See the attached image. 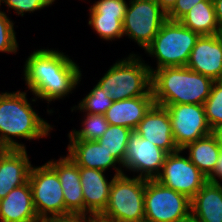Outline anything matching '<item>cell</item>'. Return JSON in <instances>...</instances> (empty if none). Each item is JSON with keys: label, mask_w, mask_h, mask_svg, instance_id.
<instances>
[{"label": "cell", "mask_w": 222, "mask_h": 222, "mask_svg": "<svg viewBox=\"0 0 222 222\" xmlns=\"http://www.w3.org/2000/svg\"><path fill=\"white\" fill-rule=\"evenodd\" d=\"M141 56L130 53L108 69L97 83L114 101L152 95L151 66Z\"/></svg>", "instance_id": "cell-4"}, {"label": "cell", "mask_w": 222, "mask_h": 222, "mask_svg": "<svg viewBox=\"0 0 222 222\" xmlns=\"http://www.w3.org/2000/svg\"><path fill=\"white\" fill-rule=\"evenodd\" d=\"M216 35H217V38H218V40H219V42L221 44V47H222V30L219 31Z\"/></svg>", "instance_id": "cell-39"}, {"label": "cell", "mask_w": 222, "mask_h": 222, "mask_svg": "<svg viewBox=\"0 0 222 222\" xmlns=\"http://www.w3.org/2000/svg\"><path fill=\"white\" fill-rule=\"evenodd\" d=\"M144 206L149 222H181L191 215V199L155 179L146 180Z\"/></svg>", "instance_id": "cell-7"}, {"label": "cell", "mask_w": 222, "mask_h": 222, "mask_svg": "<svg viewBox=\"0 0 222 222\" xmlns=\"http://www.w3.org/2000/svg\"><path fill=\"white\" fill-rule=\"evenodd\" d=\"M133 130L118 125H109L107 131L98 140V144H103V147L111 153V155L120 163L121 167L124 165V156L129 140V135Z\"/></svg>", "instance_id": "cell-24"}, {"label": "cell", "mask_w": 222, "mask_h": 222, "mask_svg": "<svg viewBox=\"0 0 222 222\" xmlns=\"http://www.w3.org/2000/svg\"><path fill=\"white\" fill-rule=\"evenodd\" d=\"M203 106L210 129L222 125V80L214 81L210 95Z\"/></svg>", "instance_id": "cell-28"}, {"label": "cell", "mask_w": 222, "mask_h": 222, "mask_svg": "<svg viewBox=\"0 0 222 222\" xmlns=\"http://www.w3.org/2000/svg\"><path fill=\"white\" fill-rule=\"evenodd\" d=\"M106 171L79 167L80 182L85 203V215L97 218L106 208L112 180L108 182Z\"/></svg>", "instance_id": "cell-16"}, {"label": "cell", "mask_w": 222, "mask_h": 222, "mask_svg": "<svg viewBox=\"0 0 222 222\" xmlns=\"http://www.w3.org/2000/svg\"><path fill=\"white\" fill-rule=\"evenodd\" d=\"M204 0H177L174 7L167 13V19L179 21L192 7Z\"/></svg>", "instance_id": "cell-32"}, {"label": "cell", "mask_w": 222, "mask_h": 222, "mask_svg": "<svg viewBox=\"0 0 222 222\" xmlns=\"http://www.w3.org/2000/svg\"><path fill=\"white\" fill-rule=\"evenodd\" d=\"M146 180L125 173L112 180L109 199L97 217L104 222H135L145 218L144 195Z\"/></svg>", "instance_id": "cell-6"}, {"label": "cell", "mask_w": 222, "mask_h": 222, "mask_svg": "<svg viewBox=\"0 0 222 222\" xmlns=\"http://www.w3.org/2000/svg\"><path fill=\"white\" fill-rule=\"evenodd\" d=\"M79 68L62 51L44 48L37 49L28 56L23 75L30 92L49 104L76 89L82 78Z\"/></svg>", "instance_id": "cell-1"}, {"label": "cell", "mask_w": 222, "mask_h": 222, "mask_svg": "<svg viewBox=\"0 0 222 222\" xmlns=\"http://www.w3.org/2000/svg\"><path fill=\"white\" fill-rule=\"evenodd\" d=\"M5 148L0 144V153L4 150Z\"/></svg>", "instance_id": "cell-41"}, {"label": "cell", "mask_w": 222, "mask_h": 222, "mask_svg": "<svg viewBox=\"0 0 222 222\" xmlns=\"http://www.w3.org/2000/svg\"><path fill=\"white\" fill-rule=\"evenodd\" d=\"M91 222H104V221H102V220L94 217V218L91 220Z\"/></svg>", "instance_id": "cell-40"}, {"label": "cell", "mask_w": 222, "mask_h": 222, "mask_svg": "<svg viewBox=\"0 0 222 222\" xmlns=\"http://www.w3.org/2000/svg\"><path fill=\"white\" fill-rule=\"evenodd\" d=\"M222 181V150L219 154L218 160L216 162L213 172L207 177V182L213 184H220L218 179Z\"/></svg>", "instance_id": "cell-34"}, {"label": "cell", "mask_w": 222, "mask_h": 222, "mask_svg": "<svg viewBox=\"0 0 222 222\" xmlns=\"http://www.w3.org/2000/svg\"><path fill=\"white\" fill-rule=\"evenodd\" d=\"M182 152L178 150L167 154L155 180L192 199L207 183V177L190 161L189 157L180 155Z\"/></svg>", "instance_id": "cell-10"}, {"label": "cell", "mask_w": 222, "mask_h": 222, "mask_svg": "<svg viewBox=\"0 0 222 222\" xmlns=\"http://www.w3.org/2000/svg\"><path fill=\"white\" fill-rule=\"evenodd\" d=\"M191 215L200 222H222V183L207 182L191 199Z\"/></svg>", "instance_id": "cell-21"}, {"label": "cell", "mask_w": 222, "mask_h": 222, "mask_svg": "<svg viewBox=\"0 0 222 222\" xmlns=\"http://www.w3.org/2000/svg\"><path fill=\"white\" fill-rule=\"evenodd\" d=\"M165 107L169 112L174 141L180 150L211 134L203 105L174 104Z\"/></svg>", "instance_id": "cell-11"}, {"label": "cell", "mask_w": 222, "mask_h": 222, "mask_svg": "<svg viewBox=\"0 0 222 222\" xmlns=\"http://www.w3.org/2000/svg\"><path fill=\"white\" fill-rule=\"evenodd\" d=\"M216 21L219 27V31L222 30V0H213Z\"/></svg>", "instance_id": "cell-35"}, {"label": "cell", "mask_w": 222, "mask_h": 222, "mask_svg": "<svg viewBox=\"0 0 222 222\" xmlns=\"http://www.w3.org/2000/svg\"><path fill=\"white\" fill-rule=\"evenodd\" d=\"M134 131L167 154L180 150L174 141L171 120L166 107L154 103Z\"/></svg>", "instance_id": "cell-13"}, {"label": "cell", "mask_w": 222, "mask_h": 222, "mask_svg": "<svg viewBox=\"0 0 222 222\" xmlns=\"http://www.w3.org/2000/svg\"><path fill=\"white\" fill-rule=\"evenodd\" d=\"M214 80L187 66L159 68L152 72L154 103L165 107L174 104H200L210 95Z\"/></svg>", "instance_id": "cell-3"}, {"label": "cell", "mask_w": 222, "mask_h": 222, "mask_svg": "<svg viewBox=\"0 0 222 222\" xmlns=\"http://www.w3.org/2000/svg\"><path fill=\"white\" fill-rule=\"evenodd\" d=\"M186 66L214 81L222 80V47L217 35H201Z\"/></svg>", "instance_id": "cell-15"}, {"label": "cell", "mask_w": 222, "mask_h": 222, "mask_svg": "<svg viewBox=\"0 0 222 222\" xmlns=\"http://www.w3.org/2000/svg\"><path fill=\"white\" fill-rule=\"evenodd\" d=\"M179 22L200 35H216L219 32L213 0L198 2Z\"/></svg>", "instance_id": "cell-23"}, {"label": "cell", "mask_w": 222, "mask_h": 222, "mask_svg": "<svg viewBox=\"0 0 222 222\" xmlns=\"http://www.w3.org/2000/svg\"><path fill=\"white\" fill-rule=\"evenodd\" d=\"M18 48L14 23L0 10V52L16 53Z\"/></svg>", "instance_id": "cell-29"}, {"label": "cell", "mask_w": 222, "mask_h": 222, "mask_svg": "<svg viewBox=\"0 0 222 222\" xmlns=\"http://www.w3.org/2000/svg\"><path fill=\"white\" fill-rule=\"evenodd\" d=\"M26 93L19 90L0 93V144L5 149H26L13 137L29 141L40 139L49 136L53 129L32 109Z\"/></svg>", "instance_id": "cell-2"}, {"label": "cell", "mask_w": 222, "mask_h": 222, "mask_svg": "<svg viewBox=\"0 0 222 222\" xmlns=\"http://www.w3.org/2000/svg\"><path fill=\"white\" fill-rule=\"evenodd\" d=\"M181 150H188V157L190 161L206 177L213 172L221 152L216 138L212 134L187 144Z\"/></svg>", "instance_id": "cell-22"}, {"label": "cell", "mask_w": 222, "mask_h": 222, "mask_svg": "<svg viewBox=\"0 0 222 222\" xmlns=\"http://www.w3.org/2000/svg\"><path fill=\"white\" fill-rule=\"evenodd\" d=\"M94 88L89 92L83 99L78 103V105L73 106L71 111L80 110L81 112H86L88 114H102L104 115L106 111L112 106L114 100L106 97L101 87L96 84Z\"/></svg>", "instance_id": "cell-27"}, {"label": "cell", "mask_w": 222, "mask_h": 222, "mask_svg": "<svg viewBox=\"0 0 222 222\" xmlns=\"http://www.w3.org/2000/svg\"><path fill=\"white\" fill-rule=\"evenodd\" d=\"M67 148L69 157L79 167L103 171L113 167L115 176L124 174L120 163L103 147V144H98L95 140H70ZM116 164L120 168L116 167Z\"/></svg>", "instance_id": "cell-18"}, {"label": "cell", "mask_w": 222, "mask_h": 222, "mask_svg": "<svg viewBox=\"0 0 222 222\" xmlns=\"http://www.w3.org/2000/svg\"><path fill=\"white\" fill-rule=\"evenodd\" d=\"M135 222H149V221H147V220H141V221H135Z\"/></svg>", "instance_id": "cell-42"}, {"label": "cell", "mask_w": 222, "mask_h": 222, "mask_svg": "<svg viewBox=\"0 0 222 222\" xmlns=\"http://www.w3.org/2000/svg\"><path fill=\"white\" fill-rule=\"evenodd\" d=\"M166 156L167 153L164 150L132 131L129 135L122 168L125 167L126 170L134 173L137 172L138 178L156 179Z\"/></svg>", "instance_id": "cell-12"}, {"label": "cell", "mask_w": 222, "mask_h": 222, "mask_svg": "<svg viewBox=\"0 0 222 222\" xmlns=\"http://www.w3.org/2000/svg\"><path fill=\"white\" fill-rule=\"evenodd\" d=\"M85 116L82 128L69 132V140H98L109 128L105 115L85 113Z\"/></svg>", "instance_id": "cell-25"}, {"label": "cell", "mask_w": 222, "mask_h": 222, "mask_svg": "<svg viewBox=\"0 0 222 222\" xmlns=\"http://www.w3.org/2000/svg\"><path fill=\"white\" fill-rule=\"evenodd\" d=\"M160 7L168 13L176 4L177 0H156Z\"/></svg>", "instance_id": "cell-36"}, {"label": "cell", "mask_w": 222, "mask_h": 222, "mask_svg": "<svg viewBox=\"0 0 222 222\" xmlns=\"http://www.w3.org/2000/svg\"><path fill=\"white\" fill-rule=\"evenodd\" d=\"M26 149H4L0 153V199L29 181L32 164Z\"/></svg>", "instance_id": "cell-17"}, {"label": "cell", "mask_w": 222, "mask_h": 222, "mask_svg": "<svg viewBox=\"0 0 222 222\" xmlns=\"http://www.w3.org/2000/svg\"><path fill=\"white\" fill-rule=\"evenodd\" d=\"M29 184L39 220L71 214L65 208L64 195L58 175L47 163L37 167L32 166Z\"/></svg>", "instance_id": "cell-9"}, {"label": "cell", "mask_w": 222, "mask_h": 222, "mask_svg": "<svg viewBox=\"0 0 222 222\" xmlns=\"http://www.w3.org/2000/svg\"><path fill=\"white\" fill-rule=\"evenodd\" d=\"M201 35L183 26L179 21L167 19L145 52L156 58L157 67L186 66L190 53Z\"/></svg>", "instance_id": "cell-5"}, {"label": "cell", "mask_w": 222, "mask_h": 222, "mask_svg": "<svg viewBox=\"0 0 222 222\" xmlns=\"http://www.w3.org/2000/svg\"><path fill=\"white\" fill-rule=\"evenodd\" d=\"M181 222H200L198 219L194 218L192 215H190L188 218L184 219Z\"/></svg>", "instance_id": "cell-38"}, {"label": "cell", "mask_w": 222, "mask_h": 222, "mask_svg": "<svg viewBox=\"0 0 222 222\" xmlns=\"http://www.w3.org/2000/svg\"><path fill=\"white\" fill-rule=\"evenodd\" d=\"M0 222H40L29 181L0 199Z\"/></svg>", "instance_id": "cell-19"}, {"label": "cell", "mask_w": 222, "mask_h": 222, "mask_svg": "<svg viewBox=\"0 0 222 222\" xmlns=\"http://www.w3.org/2000/svg\"><path fill=\"white\" fill-rule=\"evenodd\" d=\"M123 20V36L144 50L167 20V13L156 0H130Z\"/></svg>", "instance_id": "cell-8"}, {"label": "cell", "mask_w": 222, "mask_h": 222, "mask_svg": "<svg viewBox=\"0 0 222 222\" xmlns=\"http://www.w3.org/2000/svg\"><path fill=\"white\" fill-rule=\"evenodd\" d=\"M93 216H87L83 214H68L62 216H54V217H47L40 222H91Z\"/></svg>", "instance_id": "cell-33"}, {"label": "cell", "mask_w": 222, "mask_h": 222, "mask_svg": "<svg viewBox=\"0 0 222 222\" xmlns=\"http://www.w3.org/2000/svg\"><path fill=\"white\" fill-rule=\"evenodd\" d=\"M58 175L61 183L65 208L71 214L85 215V203L80 182L79 166L69 157H61L58 160L46 162Z\"/></svg>", "instance_id": "cell-14"}, {"label": "cell", "mask_w": 222, "mask_h": 222, "mask_svg": "<svg viewBox=\"0 0 222 222\" xmlns=\"http://www.w3.org/2000/svg\"><path fill=\"white\" fill-rule=\"evenodd\" d=\"M88 24L106 41L115 40L123 37L124 17H109L103 15H89Z\"/></svg>", "instance_id": "cell-26"}, {"label": "cell", "mask_w": 222, "mask_h": 222, "mask_svg": "<svg viewBox=\"0 0 222 222\" xmlns=\"http://www.w3.org/2000/svg\"><path fill=\"white\" fill-rule=\"evenodd\" d=\"M55 0H2V3L7 5L6 7L11 10H15V13L19 16H23L26 12L33 13L37 10H41L48 6H51Z\"/></svg>", "instance_id": "cell-31"}, {"label": "cell", "mask_w": 222, "mask_h": 222, "mask_svg": "<svg viewBox=\"0 0 222 222\" xmlns=\"http://www.w3.org/2000/svg\"><path fill=\"white\" fill-rule=\"evenodd\" d=\"M127 5L126 0H98L89 8V15L124 17Z\"/></svg>", "instance_id": "cell-30"}, {"label": "cell", "mask_w": 222, "mask_h": 222, "mask_svg": "<svg viewBox=\"0 0 222 222\" xmlns=\"http://www.w3.org/2000/svg\"><path fill=\"white\" fill-rule=\"evenodd\" d=\"M211 134L216 138L217 144L222 150V125L211 130Z\"/></svg>", "instance_id": "cell-37"}, {"label": "cell", "mask_w": 222, "mask_h": 222, "mask_svg": "<svg viewBox=\"0 0 222 222\" xmlns=\"http://www.w3.org/2000/svg\"><path fill=\"white\" fill-rule=\"evenodd\" d=\"M153 104V95L118 100L113 102L104 115L110 125L123 126L134 131Z\"/></svg>", "instance_id": "cell-20"}]
</instances>
